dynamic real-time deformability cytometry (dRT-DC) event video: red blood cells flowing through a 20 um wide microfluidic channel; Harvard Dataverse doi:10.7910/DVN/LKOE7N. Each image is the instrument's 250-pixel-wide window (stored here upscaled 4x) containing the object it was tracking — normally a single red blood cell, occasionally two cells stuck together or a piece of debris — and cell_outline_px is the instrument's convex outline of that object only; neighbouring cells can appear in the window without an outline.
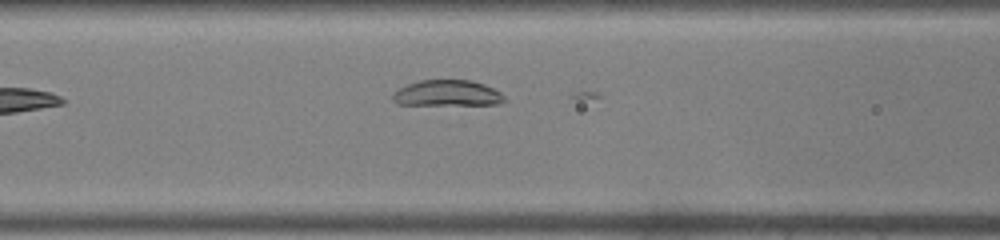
{"species": "common noctule bat (a hibernating species)", "species_latin": "Nyctalus noctula", "temperature_condition": "warm", "stored_images_in_passage": 20, "camera_frame_rate_fps": 3000, "um_per_image_px": 0.085, "animal": {"sex": "male", "body_mass_g": 19.0, "forearm_length_mm": 50.8}, "frame": {"image": 1, "passage_image": 6, "time_ms": 1.667, "image_size_px": [1000, 240], "cell_outline_px": [[508, 100], [496, 104], [400, 104], [392, 100], [392, 92], [408, 84], [420, 80], [472, 80], [484, 84], [500, 92]], "centroid_in_image_um": [38.02, 7.91], "position_along_channel_um": 128.6, "area_um2": 16.7}}
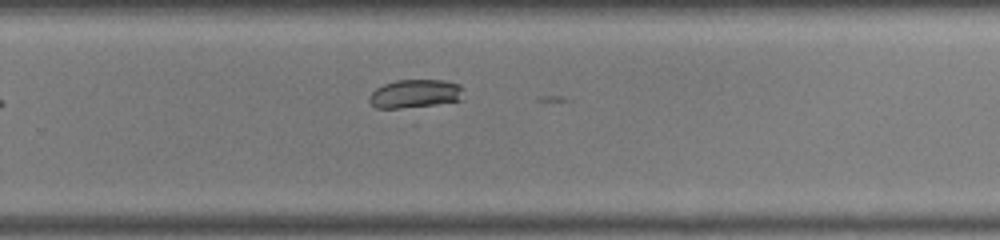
{"frame": {"image": 2, "passage_image": 17, "time_ms": 5.333, "image_size_px": [1000, 240], "cell_outline_px": [[464, 100], [436, 104], [400, 108], [376, 108], [368, 100], [368, 96], [376, 88], [384, 84], [396, 80], [444, 80], [460, 84]], "centroid_in_image_um": [35.29, 7.96], "position_along_channel_um": 294.5, "area_um2": 15.66}}